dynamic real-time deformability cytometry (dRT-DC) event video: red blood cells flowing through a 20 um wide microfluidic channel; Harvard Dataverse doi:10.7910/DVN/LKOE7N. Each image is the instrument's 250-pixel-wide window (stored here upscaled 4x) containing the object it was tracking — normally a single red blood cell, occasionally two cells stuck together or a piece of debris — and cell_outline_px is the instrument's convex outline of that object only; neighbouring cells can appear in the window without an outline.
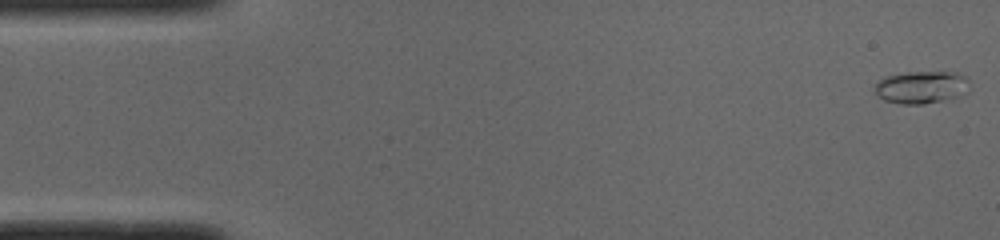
{"species": "common noctule bat (a hibernating species)", "species_latin": "Nyctalus noctula", "temperature_condition": "cold", "stored_images_in_passage": 49, "camera_frame_rate_fps": 3000, "um_per_image_px": 0.085, "animal": {"sex": "male", "body_mass_g": 19.0, "forearm_length_mm": 50.8}, "frame": {"image": 1, "passage_image": 1, "time_ms": 0.0, "image_size_px": [1000, 240], "cell_outline_px": [[968, 92], [940, 100], [924, 104], [900, 104], [884, 100], [876, 92], [876, 84], [884, 76], [908, 72], [956, 72], [968, 76]], "centroid_in_image_um": [78.33, 7.39], "position_along_channel_um": 6.7, "area_um2": 17.74}}
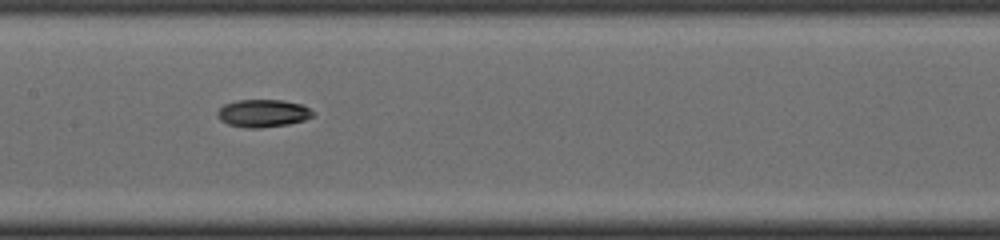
{"frame": {"image": 2, "passage_image": 24, "time_ms": 7.667, "image_size_px": [1000, 240], "cell_outline_px": [[316, 112], [312, 116], [304, 120], [288, 124], [260, 128], [244, 128], [228, 124], [220, 120], [216, 116], [216, 112], [224, 104], [236, 100], [284, 100], [300, 104]], "centroid_in_image_um": [22.32, 9.63], "position_along_channel_um": 185.1, "area_um2": 15.49}}
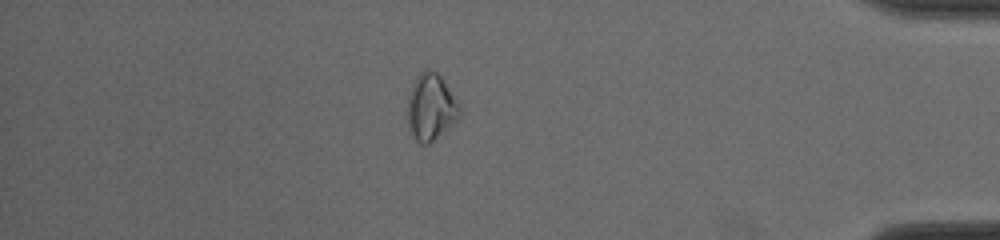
{"frame": {"image": 3, "passage_image": 43, "time_ms": 14.0, "image_size_px": [1000, 240], "cell_outline_px": [[460, 116], [452, 124], [428, 144], [420, 144], [412, 136], [408, 128], [408, 96], [412, 84], [416, 76], [420, 72], [436, 72], [440, 76], [460, 104]], "centroid_in_image_um": [36.61, 9.13], "position_along_channel_um": 398.6, "area_um2": 19.88}, "authors_computed_cell_mechanics": {"area_um2": 15.2592, "velocity_mm_per_s": 4.0086, "shape_relaxation_time_tau1_ms": null, "shape_relaxation_time_tau2_ms": 9.195, "deformation_change_tau1": null, "deformation_change_tau2": 0.1011}}